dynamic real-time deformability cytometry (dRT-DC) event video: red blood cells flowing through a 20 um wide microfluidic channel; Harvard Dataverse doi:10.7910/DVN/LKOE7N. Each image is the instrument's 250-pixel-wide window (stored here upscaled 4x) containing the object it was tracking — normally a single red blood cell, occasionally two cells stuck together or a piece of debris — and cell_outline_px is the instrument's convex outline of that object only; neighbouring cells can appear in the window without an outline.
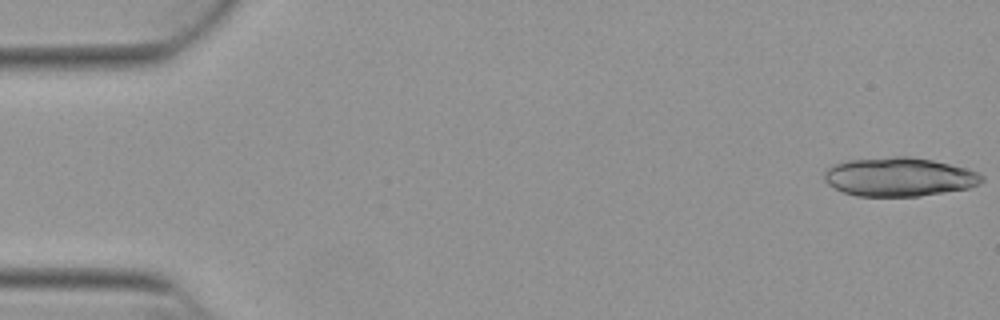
{"species": "Egyptian fruit bat (a non-hibernating species)", "species_latin": "Rousettus aegyptiacus", "temperature_condition": "warm", "stored_images_in_passage": 6, "camera_frame_rate_fps": 3000, "um_per_image_px": 0.085, "animal": {"sex": "female"}, "frame": {"image": 1, "passage_image": 1, "time_ms": 0.0, "image_size_px": [1000, 320], "cell_outline_px": [[984, 180], [980, 184], [968, 188], [916, 196], [856, 196], [844, 192], [828, 184], [824, 180], [824, 172], [832, 164], [848, 160], [892, 156], [912, 156], [932, 160], [968, 168], [984, 176]], "centroid_in_image_um": [76.42, 15.02], "position_along_channel_um": 8.6, "area_um2": 35.72}}